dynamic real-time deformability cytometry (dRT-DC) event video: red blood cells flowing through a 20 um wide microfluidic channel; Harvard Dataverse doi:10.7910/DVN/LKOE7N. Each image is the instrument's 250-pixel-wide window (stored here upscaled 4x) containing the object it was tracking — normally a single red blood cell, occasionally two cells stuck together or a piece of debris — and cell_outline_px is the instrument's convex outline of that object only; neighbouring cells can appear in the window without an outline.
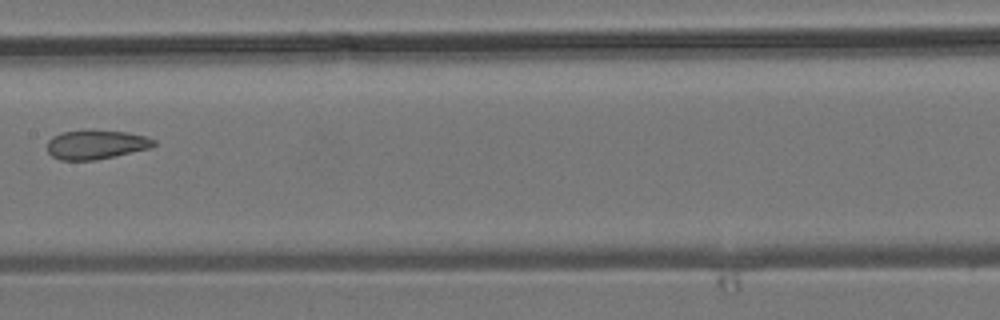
{"species": "common noctule bat (a hibernating species)", "species_latin": "Nyctalus noctula", "temperature_condition": "room temperature", "stored_images_in_passage": 8, "camera_frame_rate_fps": 3000, "um_per_image_px": 0.085, "animal": {"sex": "male", "body_mass_g": 19.2, "forearm_length_mm": 51.8}, "frame": {"image": 1, "passage_image": 8, "time_ms": 8.0, "image_size_px": [1000, 320], "cell_outline_px": [[156, 144], [152, 148], [92, 160], [60, 160], [52, 156], [48, 152], [48, 140], [52, 136], [60, 132], [84, 128], [128, 132], [144, 136], [156, 140]], "centroid_in_image_um": [8.14, 12.25], "position_along_channel_um": 199.3, "area_um2": 18.5}}